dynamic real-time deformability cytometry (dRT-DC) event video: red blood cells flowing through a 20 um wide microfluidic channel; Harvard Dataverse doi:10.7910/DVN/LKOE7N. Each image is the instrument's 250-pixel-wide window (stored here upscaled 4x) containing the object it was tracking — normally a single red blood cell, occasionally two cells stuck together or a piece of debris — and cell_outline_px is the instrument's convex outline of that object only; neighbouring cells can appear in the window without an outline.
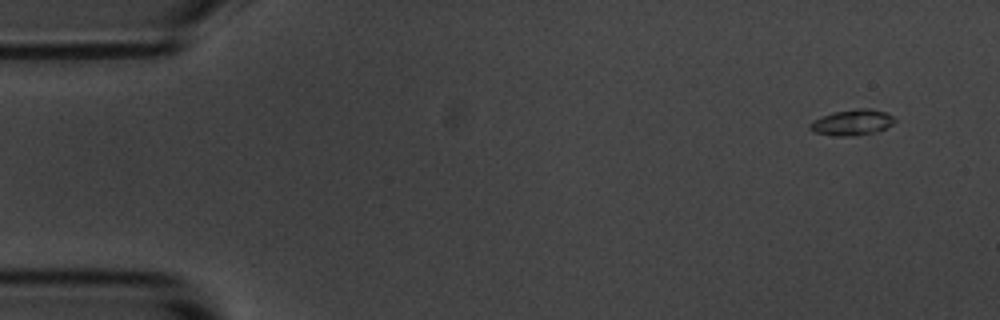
{"species": "common noctule bat (a hibernating species)", "species_latin": "Nyctalus noctula", "temperature_condition": "room temperature", "stored_images_in_passage": 3, "camera_frame_rate_fps": 3000, "um_per_image_px": 0.085, "animal": {"sex": "male", "body_mass_g": 20.1, "forearm_length_mm": 53.5}, "frame": {"image": 1, "passage_image": 1, "time_ms": 0.0, "image_size_px": [1000, 320], "cell_outline_px": [[896, 120], [892, 124], [876, 132], [852, 136], [836, 136], [812, 132], [808, 128], [808, 124], [812, 120], [832, 112], [856, 108], [872, 108], [884, 112], [892, 116]], "centroid_in_image_um": [72.37, 10.4], "position_along_channel_um": 12.6, "area_um2": 12.89}}